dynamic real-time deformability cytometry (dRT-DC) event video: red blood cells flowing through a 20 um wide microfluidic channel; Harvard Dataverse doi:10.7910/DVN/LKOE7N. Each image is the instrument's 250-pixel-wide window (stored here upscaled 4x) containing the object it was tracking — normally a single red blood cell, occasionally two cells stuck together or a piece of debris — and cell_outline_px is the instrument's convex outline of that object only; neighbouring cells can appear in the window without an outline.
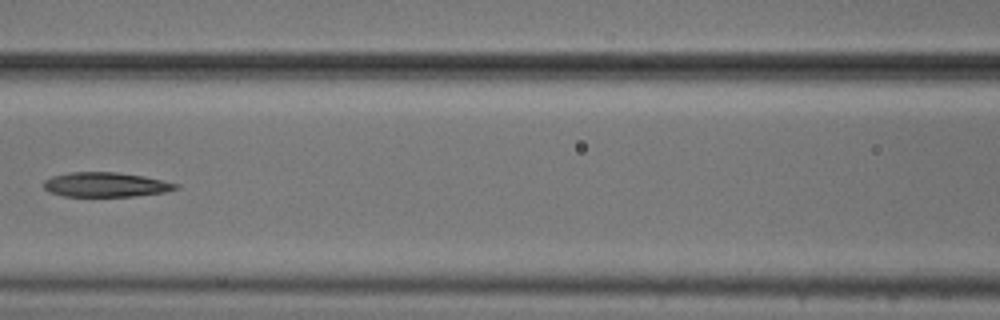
{"species": "common noctule bat (a hibernating species)", "species_latin": "Nyctalus noctula", "temperature_condition": "cold", "stored_images_in_passage": 9, "camera_frame_rate_fps": 3000, "um_per_image_px": 0.085, "animal": {"sex": "male", "body_mass_g": 20.5, "forearm_length_mm": 52.5}, "frame": {"image": 1, "passage_image": 6, "time_ms": 6.0, "image_size_px": [1000, 320], "cell_outline_px": [[180, 188], [164, 192], [132, 196], [64, 196], [48, 192], [44, 188], [44, 180], [52, 176], [68, 172], [116, 172], [144, 176], [180, 184]], "centroid_in_image_um": [8.98, 15.69], "position_along_channel_um": 157.6, "area_um2": 18.96}}
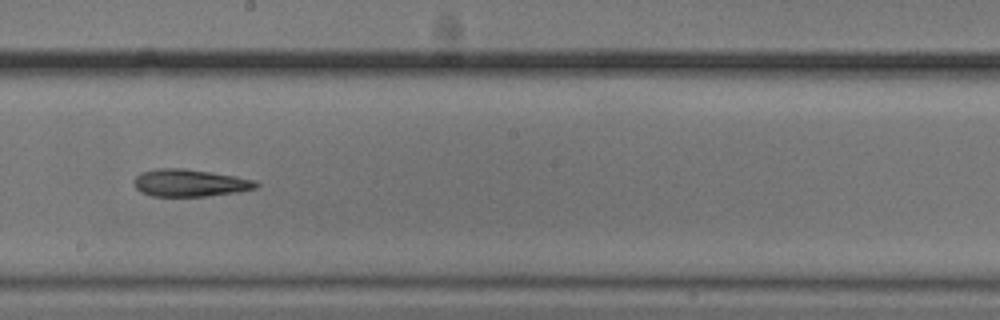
{"frame": {"image": 2, "passage_image": 8, "time_ms": 8.0, "image_size_px": [1000, 320], "cell_outline_px": [[260, 184], [256, 188], [240, 192], [208, 196], [152, 196], [140, 192], [132, 184], [132, 180], [140, 172], [160, 168], [184, 168], [256, 180]], "centroid_in_image_um": [16.1, 15.55], "position_along_channel_um": 232.1, "area_um2": 19.54}}
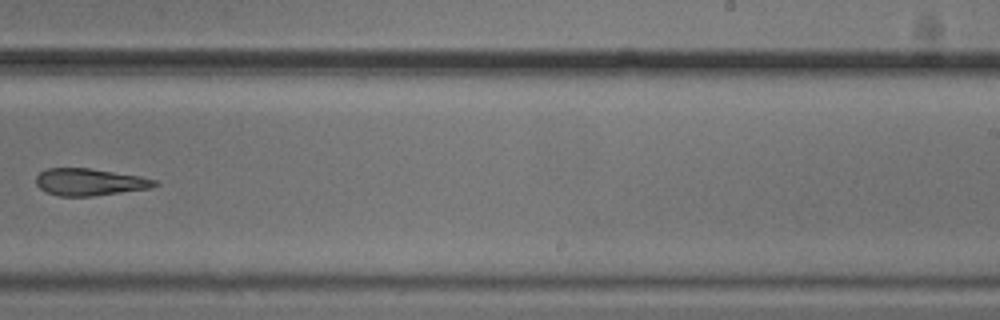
{"frame": {"image": 3, "passage_image": 9, "time_ms": 9.333, "image_size_px": [1000, 320], "cell_outline_px": [[160, 184], [148, 188], [92, 196], [60, 196], [44, 192], [36, 184], [36, 176], [40, 172], [48, 168], [88, 168], [140, 176], [156, 180]], "centroid_in_image_um": [7.58, 15.47], "position_along_channel_um": 281.4, "area_um2": 18.55}}